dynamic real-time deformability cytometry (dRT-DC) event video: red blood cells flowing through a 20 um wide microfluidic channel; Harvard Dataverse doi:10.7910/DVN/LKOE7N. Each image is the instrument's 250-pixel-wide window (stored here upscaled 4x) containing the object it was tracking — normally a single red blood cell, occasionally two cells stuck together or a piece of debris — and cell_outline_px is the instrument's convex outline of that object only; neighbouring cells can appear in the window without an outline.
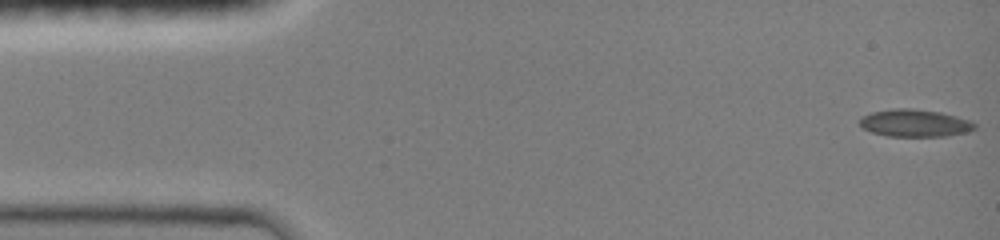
{"species": "common noctule bat (a hibernating species)", "species_latin": "Nyctalus noctula", "temperature_condition": "room temperature", "stored_images_in_passage": 10, "camera_frame_rate_fps": 3000, "um_per_image_px": 0.085, "animal": {"sex": "female", "body_mass_g": 19.0, "forearm_length_mm": 51.5}, "frame": {"image": 1, "passage_image": 1, "time_ms": 0.0, "image_size_px": [1000, 240], "cell_outline_px": [[976, 128], [968, 132], [948, 136], [888, 136], [872, 132], [864, 128], [860, 124], [860, 116], [872, 112], [896, 108], [912, 108], [940, 112], [956, 116], [968, 120], [976, 124]], "centroid_in_image_um": [77.77, 10.46], "position_along_channel_um": 7.2, "area_um2": 18.32}}
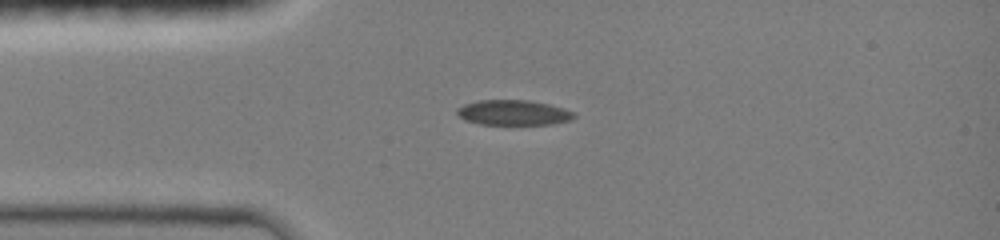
{"frame": {"image": 2, "passage_image": 7, "time_ms": 3.333, "image_size_px": [1000, 240], "cell_outline_px": [[576, 116], [568, 120], [552, 124], [480, 124], [468, 120], [460, 116], [456, 112], [456, 108], [464, 104], [480, 100], [528, 100], [548, 104], [564, 108], [576, 112]], "centroid_in_image_um": [43.66, 9.56], "position_along_channel_um": 41.3, "area_um2": 16.99}}
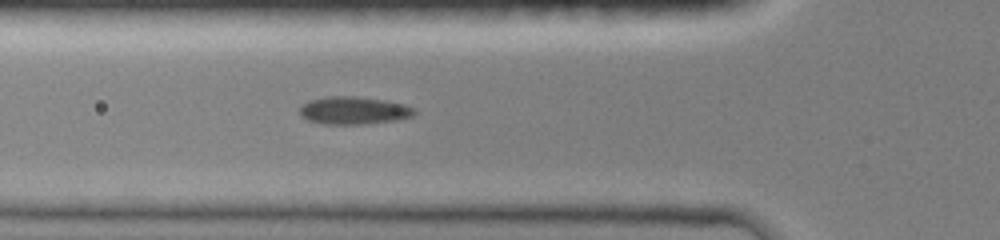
{"frame": {"image": 3, "passage_image": 10, "time_ms": 5.0, "image_size_px": [1000, 240], "cell_outline_px": [[416, 112], [412, 116], [396, 120], [364, 124], [324, 124], [308, 120], [300, 116], [300, 108], [308, 100], [328, 96], [356, 96], [384, 100], [404, 104], [416, 108]], "centroid_in_image_um": [30.07, 9.39], "position_along_channel_um": 95.7, "area_um2": 18.55}}